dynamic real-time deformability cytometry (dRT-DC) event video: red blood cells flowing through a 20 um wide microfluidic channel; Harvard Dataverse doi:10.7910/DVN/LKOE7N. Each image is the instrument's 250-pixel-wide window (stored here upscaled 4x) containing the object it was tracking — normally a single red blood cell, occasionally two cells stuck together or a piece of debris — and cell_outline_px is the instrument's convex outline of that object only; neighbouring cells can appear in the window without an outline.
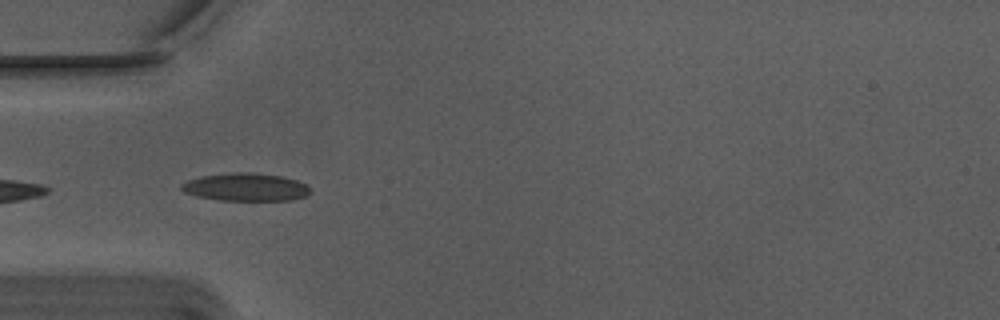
{"species": "Egyptian fruit bat (a non-hibernating species)", "species_latin": "Rousettus aegyptiacus", "temperature_condition": "warm", "stored_images_in_passage": 7, "camera_frame_rate_fps": 3000, "um_per_image_px": 0.085, "animal": {"sex": "male"}, "frame": {"image": 1, "passage_image": 2, "time_ms": 0.333, "image_size_px": [1000, 320], "cell_outline_px": [[312, 192], [308, 196], [292, 200], [220, 200], [196, 196], [184, 192], [180, 188], [180, 184], [188, 180], [200, 176], [232, 172], [252, 172], [280, 176], [296, 180], [308, 184]], "centroid_in_image_um": [20.91, 15.9], "position_along_channel_um": 64.1, "area_um2": 21.15}}